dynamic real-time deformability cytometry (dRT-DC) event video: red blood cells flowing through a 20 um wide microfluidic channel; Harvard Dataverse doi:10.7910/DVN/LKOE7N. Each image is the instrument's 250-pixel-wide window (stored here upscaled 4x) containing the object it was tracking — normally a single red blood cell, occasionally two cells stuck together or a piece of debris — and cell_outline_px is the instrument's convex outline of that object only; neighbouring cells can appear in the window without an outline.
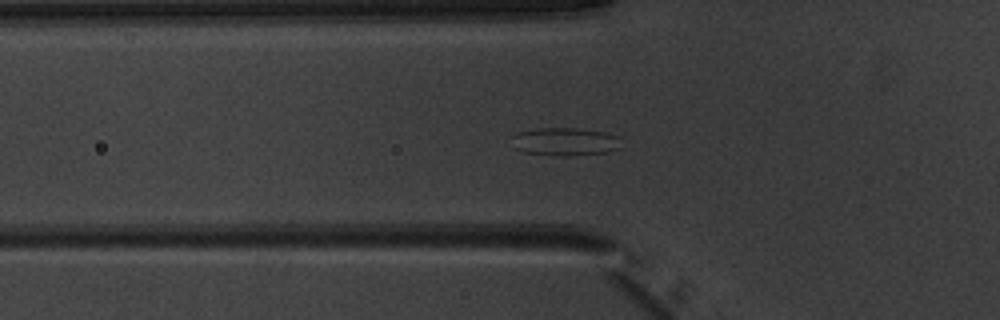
{"species": "common noctule bat (a hibernating species)", "species_latin": "Nyctalus noctula", "temperature_condition": "warm", "stored_images_in_passage": 42, "camera_frame_rate_fps": 3000, "um_per_image_px": 0.085, "animal": {"sex": "male", "body_mass_g": 20.1, "forearm_length_mm": 53.5}, "frame": {"image": 1, "passage_image": 8, "time_ms": 2.333, "image_size_px": [1000, 320], "cell_outline_px": [[620, 148], [608, 152], [568, 156], [560, 156], [524, 152], [512, 148], [512, 136], [516, 132], [536, 128], [580, 128], [604, 132], [620, 136]], "centroid_in_image_um": [48.01, 12.03], "position_along_channel_um": 77.8, "area_um2": 18.21}}
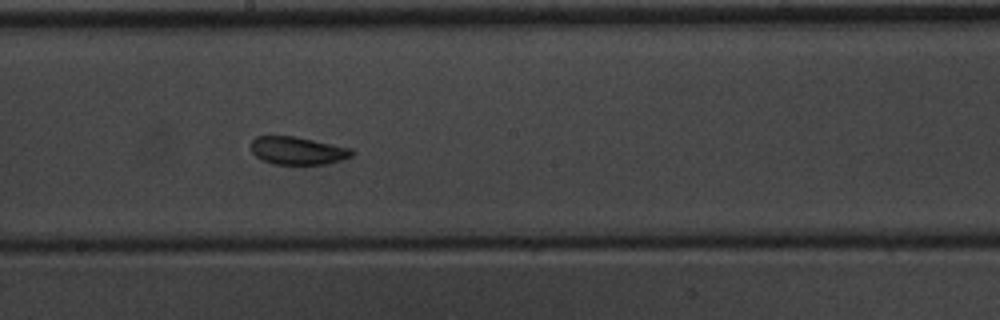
{"frame": {"image": 2, "passage_image": 19, "time_ms": 6.0, "image_size_px": [1000, 320], "cell_outline_px": [[356, 152], [352, 156], [340, 160], [324, 164], [272, 164], [256, 156], [252, 152], [252, 140], [256, 136], [296, 136], [352, 148]], "centroid_in_image_um": [25.33, 12.8], "position_along_channel_um": 222.9, "area_um2": 16.36}}
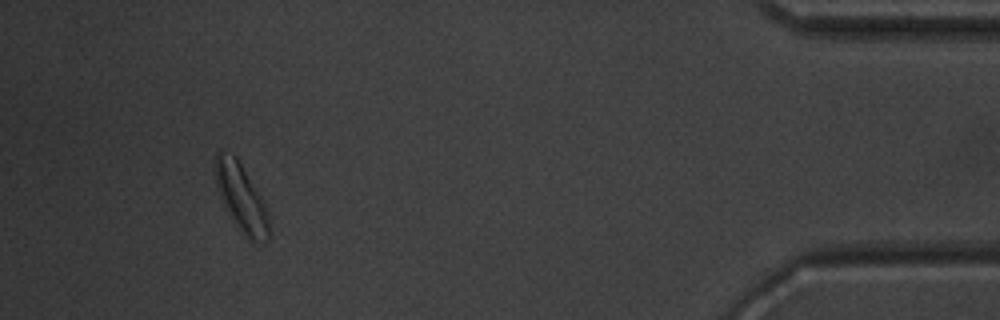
{"frame": {"image": 3, "passage_image": 38, "time_ms": 12.333, "image_size_px": [1000, 320], "cell_outline_px": [[272, 236], [264, 244], [248, 240], [240, 232], [224, 208], [216, 184], [212, 168], [216, 152], [220, 152], [236, 156], [272, 216]], "centroid_in_image_um": [20.55, 16.92], "position_along_channel_um": 414.6, "area_um2": 22.14}, "authors_computed_cell_mechanics": {"area_um2": 16.8487, "velocity_mm_per_s": 3.9481, "shape_relaxation_time_tau1_ms": null, "shape_relaxation_time_tau2_ms": 2.6183, "deformation_change_tau1": null, "deformation_change_tau2": 0.0977}}